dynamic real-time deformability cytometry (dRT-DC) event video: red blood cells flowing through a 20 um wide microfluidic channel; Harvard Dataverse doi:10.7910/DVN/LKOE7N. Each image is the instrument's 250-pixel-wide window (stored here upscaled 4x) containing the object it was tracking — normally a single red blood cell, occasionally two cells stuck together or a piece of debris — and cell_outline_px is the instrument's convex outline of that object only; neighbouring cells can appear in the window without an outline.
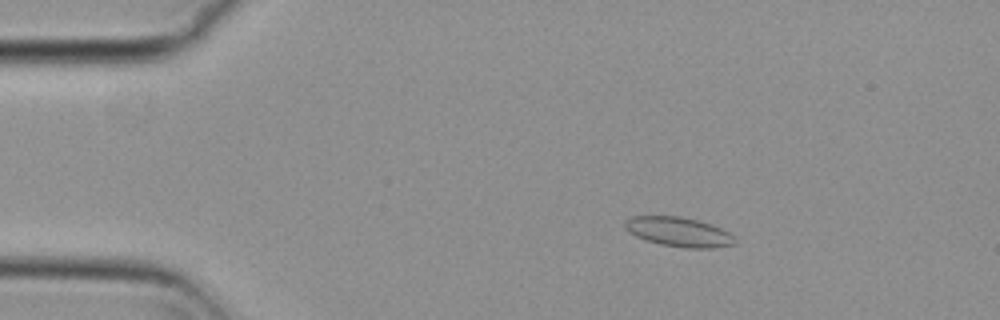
{"species": "common noctule bat (a hibernating species)", "species_latin": "Nyctalus noctula", "temperature_condition": "cold", "stored_images_in_passage": 51, "camera_frame_rate_fps": 3000, "um_per_image_px": 0.085, "animal": {"sex": "female", "body_mass_g": 29.2, "forearm_length_mm": 56.3}, "frame": {"image": 1, "passage_image": 5, "time_ms": 1.333, "image_size_px": [1000, 320], "cell_outline_px": [[736, 244], [712, 248], [688, 248], [660, 244], [636, 236], [628, 232], [624, 228], [624, 220], [632, 216], [680, 216], [700, 220], [712, 224], [728, 232], [736, 240]], "centroid_in_image_um": [57.68, 19.7], "position_along_channel_um": 27.3, "area_um2": 18.96}}
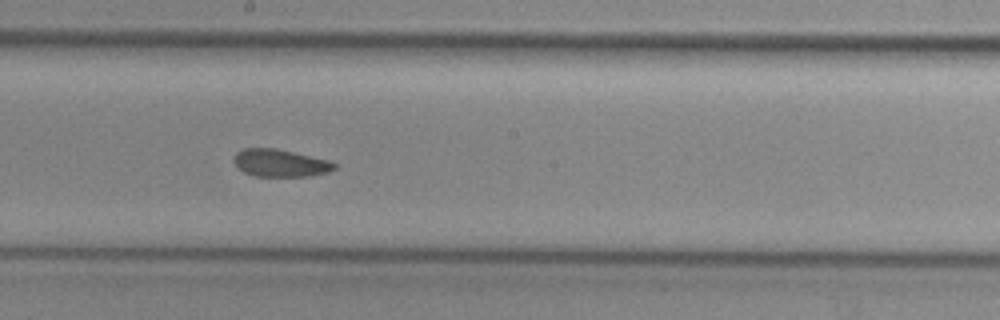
{"frame": {"image": 2, "passage_image": 26, "time_ms": 8.333, "image_size_px": [1000, 320], "cell_outline_px": [[336, 168], [328, 172], [308, 176], [256, 176], [244, 172], [232, 160], [236, 152], [244, 148], [276, 148], [328, 160], [336, 164]], "centroid_in_image_um": [23.81, 13.85], "position_along_channel_um": 224.4, "area_um2": 15.95}}
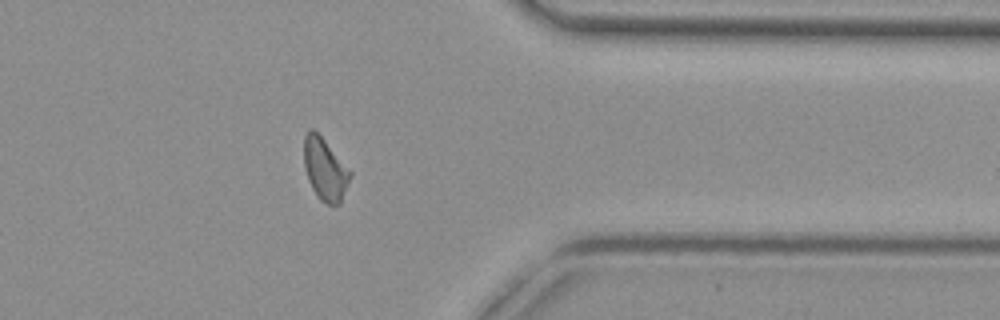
{"frame": {"image": 3, "passage_image": 40, "time_ms": 13.0, "image_size_px": [1000, 320], "cell_outline_px": [[352, 176], [340, 204], [328, 204], [320, 200], [312, 188], [308, 180], [304, 168], [304, 136], [308, 128], [312, 128], [324, 140], [352, 172]], "centroid_in_image_um": [27.62, 14.39], "position_along_channel_um": 383.8, "area_um2": 16.7}, "authors_computed_cell_mechanics": {"area_um2": 16.8776, "velocity_mm_per_s": 3.709, "shape_relaxation_time_tau1_ms": null, "shape_relaxation_time_tau2_ms": 2.4007, "deformation_change_tau1": null, "deformation_change_tau2": 0.0646}}